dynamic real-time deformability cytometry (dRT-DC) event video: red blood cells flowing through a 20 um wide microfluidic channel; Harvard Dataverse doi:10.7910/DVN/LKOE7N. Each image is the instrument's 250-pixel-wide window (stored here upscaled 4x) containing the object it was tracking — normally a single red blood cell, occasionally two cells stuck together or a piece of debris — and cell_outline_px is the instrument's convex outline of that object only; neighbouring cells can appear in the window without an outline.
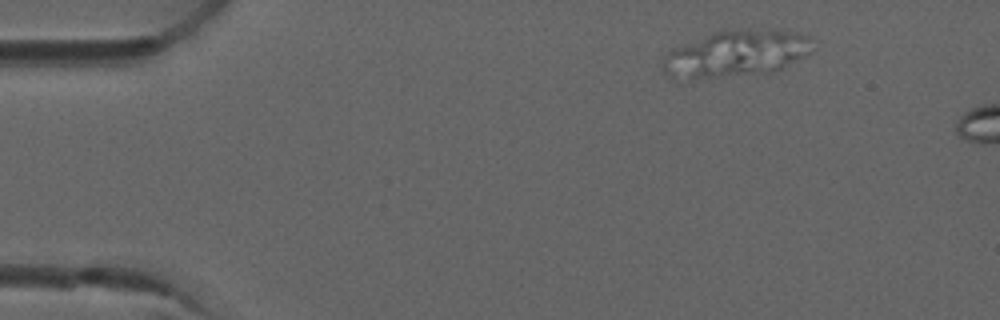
{"species": "common noctule bat (a hibernating species)", "species_latin": "Nyctalus noctula", "temperature_condition": "room temperature", "stored_images_in_passage": 3, "camera_frame_rate_fps": 3000, "um_per_image_px": 0.085, "animal": {"sex": "male", "forearm_length_mm": 52.5}, "frame": {"image": 1, "passage_image": 1, "time_ms": 0.0, "image_size_px": [1000, 320], "cell_outline_px": [[816, 48], [812, 52], [784, 68], [760, 72], [680, 84], [676, 84], [660, 68], [664, 56], [672, 48], [716, 32], [740, 28], [800, 32], [816, 40]], "centroid_in_image_um": [62.5, 4.61], "position_along_channel_um": 22.5, "area_um2": 42.14}}